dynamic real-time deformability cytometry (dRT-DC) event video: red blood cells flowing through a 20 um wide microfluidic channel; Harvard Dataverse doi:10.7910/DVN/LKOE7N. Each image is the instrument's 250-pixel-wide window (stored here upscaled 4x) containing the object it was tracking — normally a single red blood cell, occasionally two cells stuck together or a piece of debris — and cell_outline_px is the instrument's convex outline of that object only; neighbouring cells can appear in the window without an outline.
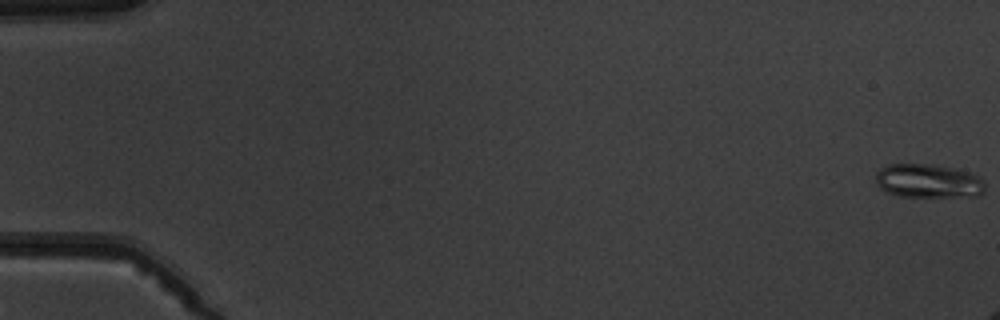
{"species": "common noctule bat (a hibernating species)", "species_latin": "Nyctalus noctula", "temperature_condition": "warm", "stored_images_in_passage": 4, "camera_frame_rate_fps": 3000, "um_per_image_px": 0.085, "animal": {"sex": "male", "body_mass_g": 19.5, "forearm_length_mm": 54.6}, "frame": {"image": 1, "passage_image": 1, "time_ms": 0.0, "image_size_px": [1000, 320], "cell_outline_px": [[984, 192], [980, 196], [896, 196], [880, 188], [876, 180], [876, 172], [880, 168], [888, 164], [932, 164], [952, 168], [968, 172], [980, 176], [984, 180]], "centroid_in_image_um": [78.91, 15.38], "position_along_channel_um": 6.1, "area_um2": 21.56}}